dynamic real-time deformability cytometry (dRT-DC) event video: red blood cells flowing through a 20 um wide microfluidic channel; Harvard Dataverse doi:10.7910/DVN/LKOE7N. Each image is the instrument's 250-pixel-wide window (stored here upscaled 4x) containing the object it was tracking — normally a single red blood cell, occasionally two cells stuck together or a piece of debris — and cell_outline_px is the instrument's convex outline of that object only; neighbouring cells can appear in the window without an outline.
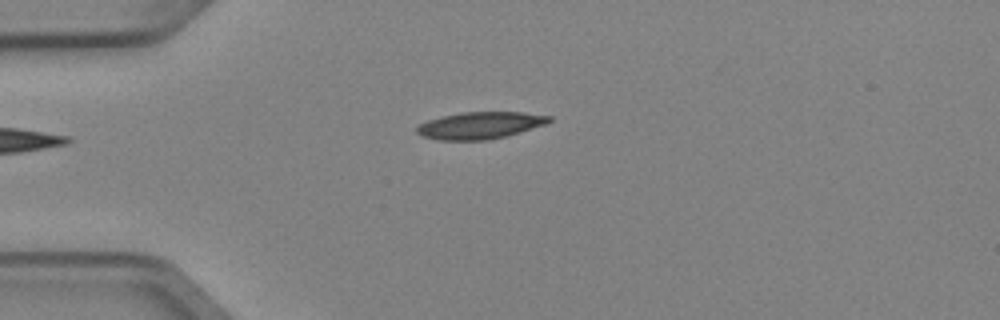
{"species": "Egyptian fruit bat (a non-hibernating species)", "species_latin": "Rousettus aegyptiacus", "temperature_condition": "cold", "stored_images_in_passage": 4, "camera_frame_rate_fps": 3000, "um_per_image_px": 0.085, "animal": {"sex": "female"}, "frame": {"image": 1, "passage_image": 4, "time_ms": 1.0, "image_size_px": [1000, 320], "cell_outline_px": [[552, 120], [544, 124], [508, 136], [488, 140], [436, 140], [424, 136], [416, 132], [416, 128], [420, 124], [428, 120], [444, 116], [464, 112], [520, 112], [552, 116]], "centroid_in_image_um": [40.81, 10.66], "position_along_channel_um": 44.2, "area_um2": 20.63}}